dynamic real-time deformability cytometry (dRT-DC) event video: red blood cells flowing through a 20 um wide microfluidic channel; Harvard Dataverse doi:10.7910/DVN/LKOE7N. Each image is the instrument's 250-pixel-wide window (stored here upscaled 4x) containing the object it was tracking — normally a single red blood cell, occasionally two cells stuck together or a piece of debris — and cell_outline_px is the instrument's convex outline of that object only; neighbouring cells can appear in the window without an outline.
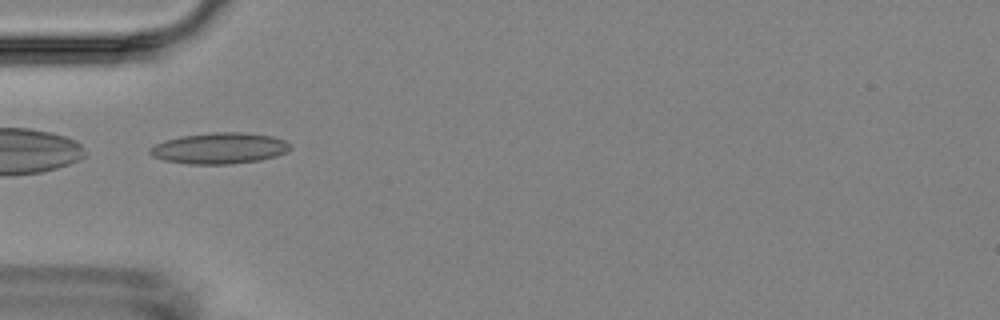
{"species": "Egyptian fruit bat (a non-hibernating species)", "species_latin": "Rousettus aegyptiacus", "temperature_condition": "room temperature", "stored_images_in_passage": 9, "camera_frame_rate_fps": 3000, "um_per_image_px": 0.085, "animal": {"sex": "female"}, "frame": {"image": 1, "passage_image": 6, "time_ms": 5.667, "image_size_px": [1000, 320], "cell_outline_px": [[292, 148], [276, 156], [260, 160], [228, 164], [188, 164], [164, 160], [152, 156], [148, 152], [148, 148], [164, 140], [180, 136], [216, 132], [240, 132], [272, 136], [284, 140], [292, 144]], "centroid_in_image_um": [18.64, 12.6], "position_along_channel_um": 66.4, "area_um2": 25.43}}
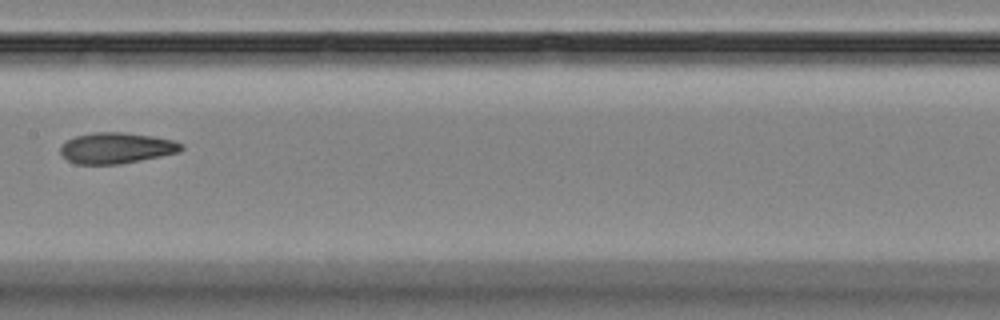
{"frame": {"image": 2, "passage_image": 9, "time_ms": 9.333, "image_size_px": [1000, 320], "cell_outline_px": [[184, 148], [180, 152], [120, 164], [76, 164], [68, 160], [60, 152], [60, 148], [68, 140], [76, 136], [96, 132], [120, 132], [152, 136], [172, 140], [184, 144]], "centroid_in_image_um": [9.92, 12.58], "position_along_channel_um": 197.5, "area_um2": 21.56}}